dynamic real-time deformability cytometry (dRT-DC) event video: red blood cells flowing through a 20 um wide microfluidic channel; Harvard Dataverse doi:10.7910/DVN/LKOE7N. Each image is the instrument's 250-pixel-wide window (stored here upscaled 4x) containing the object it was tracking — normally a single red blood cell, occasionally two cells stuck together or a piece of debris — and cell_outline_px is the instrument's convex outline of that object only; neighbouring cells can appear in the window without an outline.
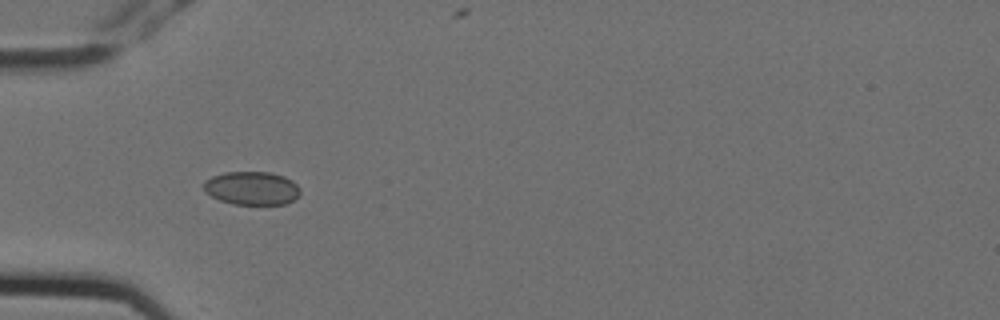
{"species": "Egyptian fruit bat (a non-hibernating species)", "species_latin": "Rousettus aegyptiacus", "temperature_condition": "cold", "stored_images_in_passage": 13, "camera_frame_rate_fps": 3000, "um_per_image_px": 0.085, "animal": {"sex": "female"}, "frame": {"image": 1, "passage_image": 4, "time_ms": 1.0, "image_size_px": [1000, 320], "cell_outline_px": [[300, 196], [284, 204], [232, 204], [220, 200], [212, 196], [204, 188], [204, 180], [212, 176], [224, 172], [268, 172], [284, 176], [292, 180], [300, 188]], "centroid_in_image_um": [21.42, 15.99], "position_along_channel_um": 63.6, "area_um2": 18.73}}
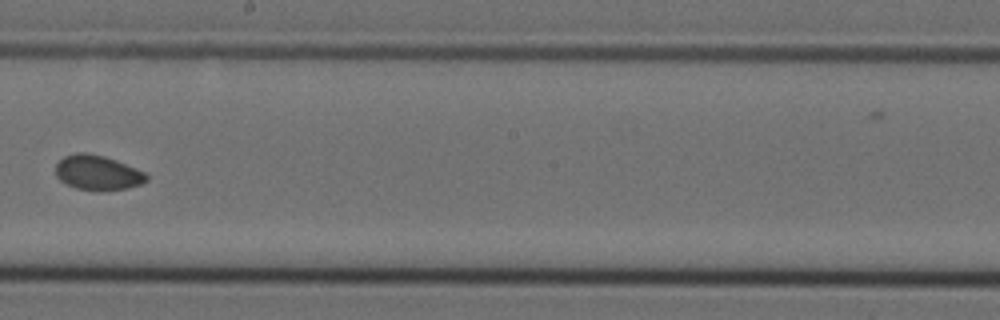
{"frame": {"image": 2, "passage_image": 8, "time_ms": 2.333, "image_size_px": [1000, 320], "cell_outline_px": [[148, 180], [140, 184], [128, 188], [76, 188], [60, 180], [56, 176], [56, 164], [64, 156], [76, 152], [84, 152], [104, 156], [116, 160], [144, 172], [148, 176]], "centroid_in_image_um": [8.28, 14.63], "position_along_channel_um": 239.9, "area_um2": 17.74}}
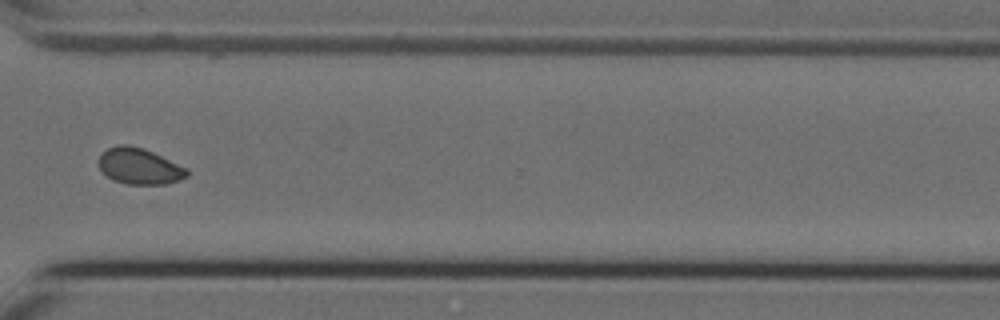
{"frame": {"image": 3, "passage_image": 11, "time_ms": 3.333, "image_size_px": [1000, 320], "cell_outline_px": [[188, 176], [180, 180], [164, 184], [124, 184], [112, 180], [100, 168], [100, 156], [108, 148], [120, 144], [128, 144], [144, 148], [188, 168]], "centroid_in_image_um": [11.88, 14.13], "position_along_channel_um": 358.7, "area_um2": 18.5}}